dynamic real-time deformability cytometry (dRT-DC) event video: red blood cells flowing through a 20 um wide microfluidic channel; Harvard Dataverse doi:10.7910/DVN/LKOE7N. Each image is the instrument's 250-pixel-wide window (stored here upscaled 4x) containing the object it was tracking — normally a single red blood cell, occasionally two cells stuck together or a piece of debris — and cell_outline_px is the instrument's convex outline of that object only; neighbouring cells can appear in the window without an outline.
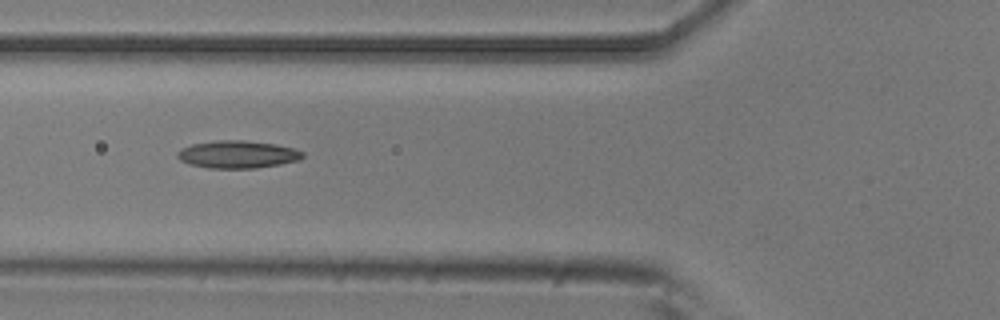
{"species": "common noctule bat (a hibernating species)", "species_latin": "Nyctalus noctula", "temperature_condition": "room temperature", "stored_images_in_passage": 14, "camera_frame_rate_fps": 3000, "um_per_image_px": 0.085, "animal": {"sex": "male", "body_mass_g": 20.5, "forearm_length_mm": 52.5}, "frame": {"image": 1, "passage_image": 4, "time_ms": 1.0, "image_size_px": [1000, 320], "cell_outline_px": [[304, 156], [300, 160], [280, 164], [256, 168], [208, 168], [192, 164], [180, 160], [176, 156], [176, 152], [180, 148], [192, 144], [216, 140], [244, 140], [276, 144], [292, 148], [304, 152]], "centroid_in_image_um": [20.19, 13.12], "position_along_channel_um": 105.6, "area_um2": 20.17}}
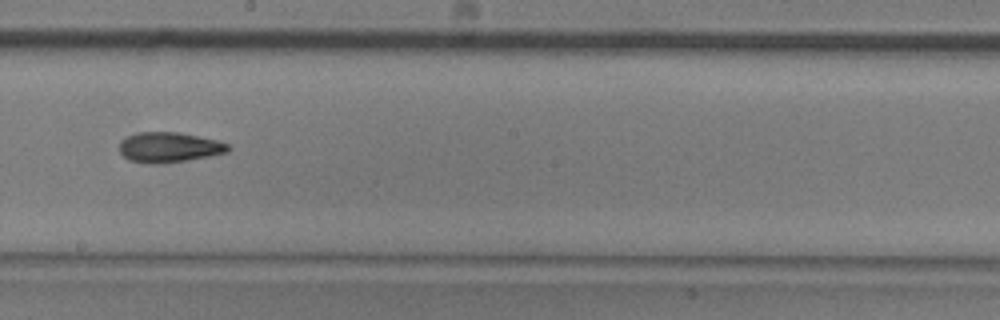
{"frame": {"image": 2, "passage_image": 7, "time_ms": 2.0, "image_size_px": [1000, 320], "cell_outline_px": [[232, 148], [228, 152], [188, 160], [160, 164], [148, 164], [128, 160], [120, 152], [120, 140], [136, 132], [180, 132], [216, 140], [228, 144]], "centroid_in_image_um": [14.36, 12.52], "position_along_channel_um": 233.8, "area_um2": 19.25}}
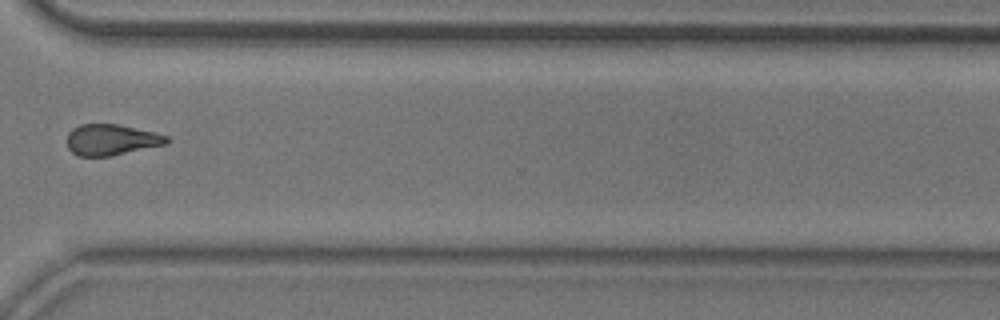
{"frame": {"image": 3, "passage_image": 10, "time_ms": 3.0, "image_size_px": [1000, 320], "cell_outline_px": [[168, 144], [112, 156], [76, 156], [68, 148], [68, 132], [72, 128], [80, 124], [120, 124], [156, 132], [168, 136]], "centroid_in_image_um": [9.48, 11.88], "position_along_channel_um": 361.1, "area_um2": 18.26}}